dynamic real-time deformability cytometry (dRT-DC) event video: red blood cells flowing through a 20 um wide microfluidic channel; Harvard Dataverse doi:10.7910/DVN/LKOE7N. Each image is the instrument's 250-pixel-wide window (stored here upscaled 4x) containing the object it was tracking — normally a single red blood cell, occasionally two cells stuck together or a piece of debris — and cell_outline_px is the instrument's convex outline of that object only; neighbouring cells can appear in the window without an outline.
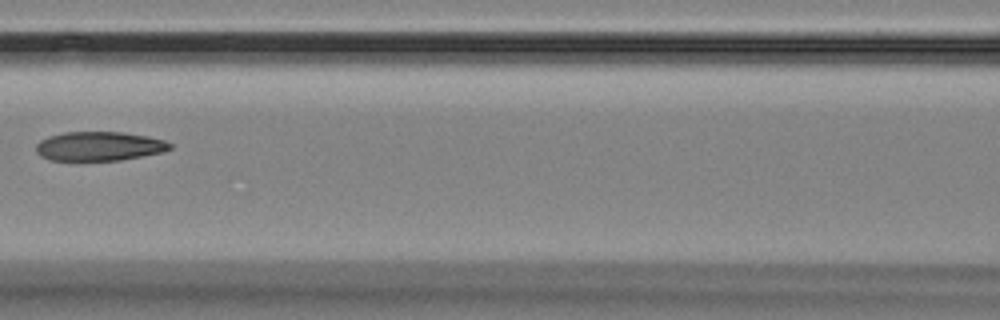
{"species": "Egyptian fruit bat (a non-hibernating species)", "species_latin": "Rousettus aegyptiacus", "temperature_condition": "room temperature", "stored_images_in_passage": 16, "camera_frame_rate_fps": 3000, "um_per_image_px": 0.085, "animal": {"sex": "female"}, "frame": {"image": 1, "passage_image": 7, "time_ms": 7.0, "image_size_px": [1000, 320], "cell_outline_px": [[172, 148], [164, 152], [120, 160], [48, 160], [40, 156], [36, 152], [36, 144], [40, 140], [48, 136], [64, 132], [124, 132], [148, 136], [164, 140], [172, 144]], "centroid_in_image_um": [8.43, 12.42], "position_along_channel_um": 158.2, "area_um2": 22.89}}
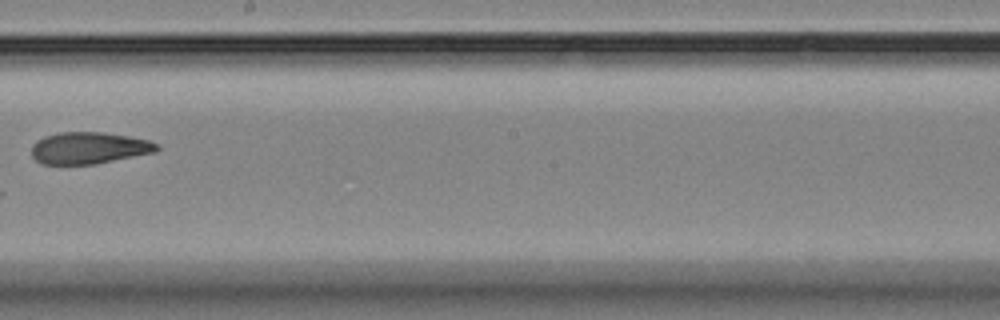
{"frame": {"image": 2, "passage_image": 9, "time_ms": 9.333, "image_size_px": [1000, 320], "cell_outline_px": [[160, 148], [156, 152], [96, 164], [40, 164], [32, 156], [32, 144], [36, 140], [44, 136], [60, 132], [104, 132], [128, 136], [148, 140], [160, 144]], "centroid_in_image_um": [7.57, 12.58], "position_along_channel_um": 240.6, "area_um2": 23.41}}
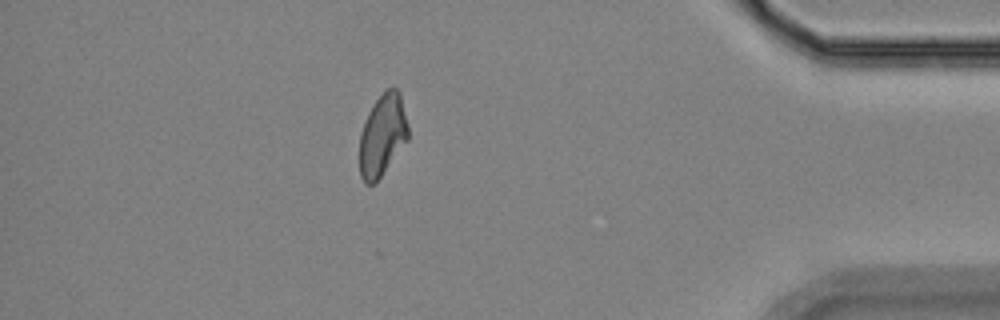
{"frame": {"image": 3, "passage_image": 14, "time_ms": 15.0, "image_size_px": [1000, 320], "cell_outline_px": [[408, 140], [380, 176], [372, 184], [364, 184], [360, 176], [360, 132], [368, 112], [376, 100], [388, 88], [396, 88], [400, 92], [408, 124]], "centroid_in_image_um": [32.51, 11.48], "position_along_channel_um": 402.7, "area_um2": 22.95}}